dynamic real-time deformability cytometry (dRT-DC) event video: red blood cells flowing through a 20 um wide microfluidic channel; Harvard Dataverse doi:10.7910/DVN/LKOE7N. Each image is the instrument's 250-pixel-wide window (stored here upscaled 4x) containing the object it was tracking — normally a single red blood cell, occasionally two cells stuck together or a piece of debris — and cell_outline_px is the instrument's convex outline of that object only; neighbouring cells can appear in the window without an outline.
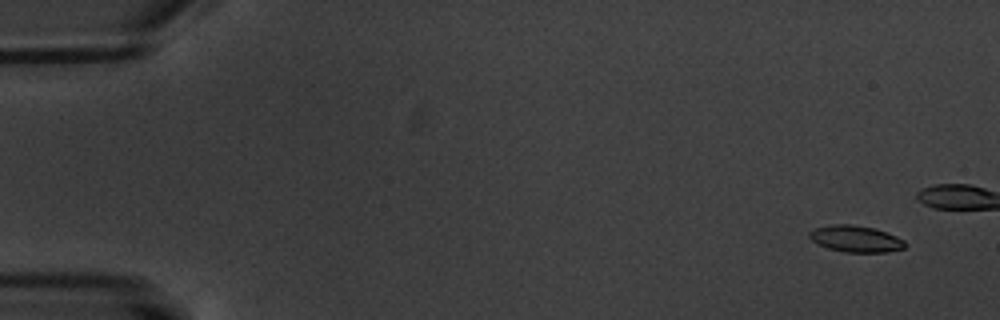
{"species": "common noctule bat (a hibernating species)", "species_latin": "Nyctalus noctula", "temperature_condition": "warm", "stored_images_in_passage": 6, "camera_frame_rate_fps": 3000, "um_per_image_px": 0.085, "animal": {"sex": "male", "body_mass_g": 20.1, "forearm_length_mm": 53.5}, "frame": {"image": 1, "passage_image": 2, "time_ms": 1.0, "image_size_px": [1000, 320], "cell_outline_px": [[904, 248], [888, 252], [844, 252], [828, 248], [812, 240], [808, 236], [808, 232], [816, 228], [832, 224], [852, 224], [876, 228], [896, 236], [904, 240]], "centroid_in_image_um": [72.73, 20.29], "position_along_channel_um": 12.3, "area_um2": 14.74}}